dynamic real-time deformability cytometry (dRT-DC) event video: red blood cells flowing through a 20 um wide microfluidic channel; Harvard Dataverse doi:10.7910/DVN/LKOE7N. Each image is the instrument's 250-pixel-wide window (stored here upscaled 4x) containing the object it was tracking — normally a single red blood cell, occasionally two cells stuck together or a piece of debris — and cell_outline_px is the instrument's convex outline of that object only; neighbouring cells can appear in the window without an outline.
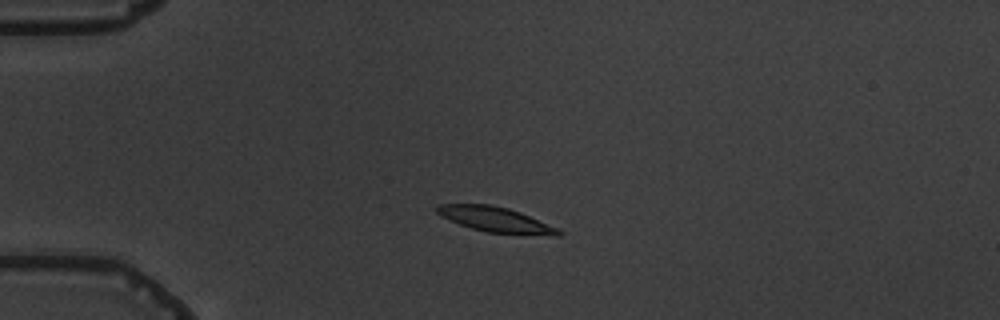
{"species": "common noctule bat (a hibernating species)", "species_latin": "Nyctalus noctula", "temperature_condition": "warm", "stored_images_in_passage": 3, "camera_frame_rate_fps": 3000, "um_per_image_px": 0.085, "animal": {"sex": "male", "body_mass_g": 19.5, "forearm_length_mm": 54.6}, "frame": {"image": 1, "passage_image": 2, "time_ms": 1.333, "image_size_px": [1000, 320], "cell_outline_px": [[564, 232], [560, 236], [552, 236], [488, 232], [472, 228], [460, 224], [440, 216], [436, 212], [436, 208], [440, 204], [492, 204], [508, 208], [520, 212], [560, 228]], "centroid_in_image_um": [42.2, 18.67], "position_along_channel_um": 42.8, "area_um2": 17.92}}